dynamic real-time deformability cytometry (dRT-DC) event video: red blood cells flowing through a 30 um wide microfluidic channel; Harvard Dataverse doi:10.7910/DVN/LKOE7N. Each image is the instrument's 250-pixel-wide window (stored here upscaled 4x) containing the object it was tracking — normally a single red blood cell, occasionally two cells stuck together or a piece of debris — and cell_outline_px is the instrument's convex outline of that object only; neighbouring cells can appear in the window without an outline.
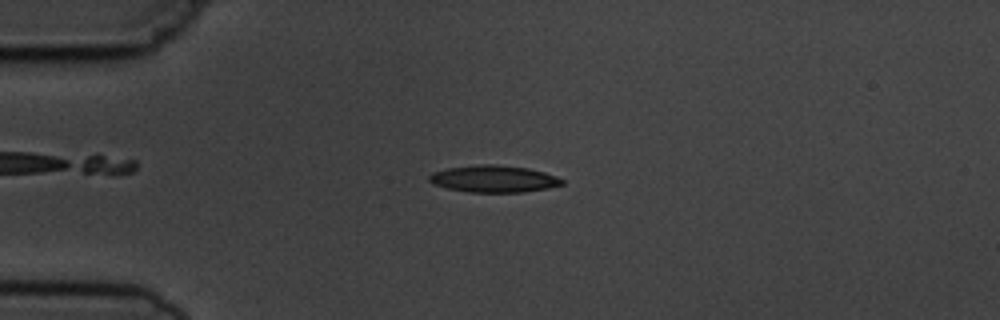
{"species": "common noctule bat (a hibernating species)", "species_latin": "Nyctalus noctula", "temperature_condition": "cold", "stored_images_in_passage": 11, "camera_frame_rate_fps": 3000, "um_per_image_px": 0.085, "animal": {"sex": "male", "body_mass_g": 19.5, "forearm_length_mm": 54.6}, "frame": {"image": 1, "passage_image": 4, "time_ms": 4.333, "image_size_px": [1000, 320], "cell_outline_px": [[564, 184], [548, 188], [524, 192], [468, 192], [448, 188], [432, 184], [428, 180], [428, 176], [432, 172], [448, 168], [480, 164], [496, 164], [528, 168], [544, 172], [556, 176], [564, 180]], "centroid_in_image_um": [41.96, 15.2], "position_along_channel_um": 43.0, "area_um2": 20.92}}
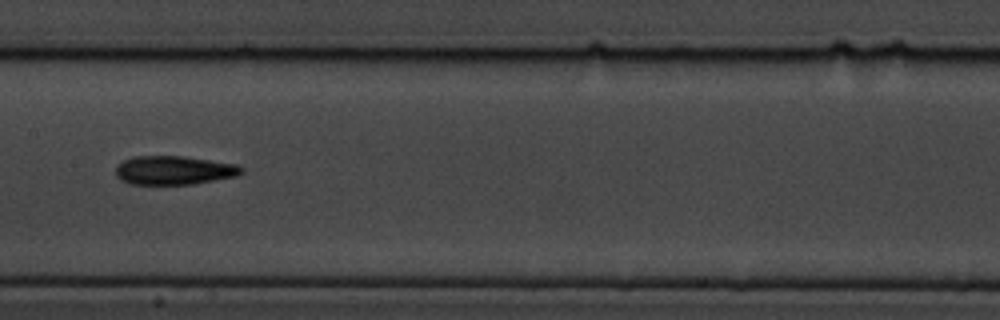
{"frame": {"image": 2, "passage_image": 8, "time_ms": 9.0, "image_size_px": [1000, 320], "cell_outline_px": [[244, 172], [236, 176], [192, 184], [128, 184], [120, 180], [116, 176], [116, 168], [124, 160], [132, 156], [184, 156], [236, 164], [244, 168]], "centroid_in_image_um": [14.78, 14.47], "position_along_channel_um": 192.6, "area_um2": 21.1}}
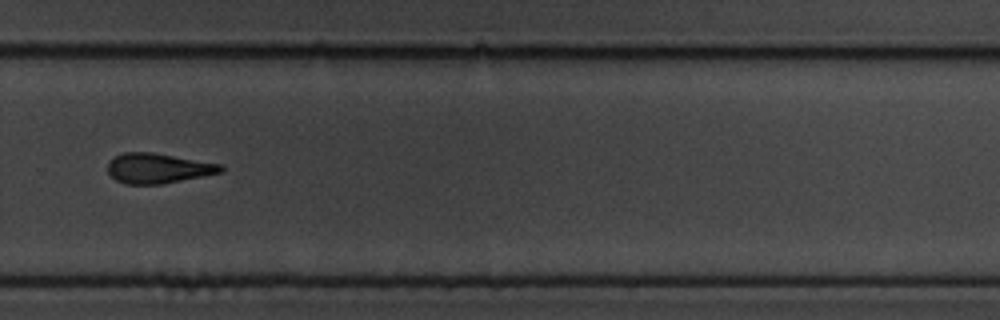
{"frame": {"image": 3, "passage_image": 11, "time_ms": 12.333, "image_size_px": [1000, 320], "cell_outline_px": [[224, 172], [160, 184], [128, 184], [116, 180], [108, 172], [108, 164], [116, 156], [124, 152], [152, 152], [224, 164]], "centroid_in_image_um": [13.49, 14.29], "position_along_channel_um": 316.3, "area_um2": 19.71}}